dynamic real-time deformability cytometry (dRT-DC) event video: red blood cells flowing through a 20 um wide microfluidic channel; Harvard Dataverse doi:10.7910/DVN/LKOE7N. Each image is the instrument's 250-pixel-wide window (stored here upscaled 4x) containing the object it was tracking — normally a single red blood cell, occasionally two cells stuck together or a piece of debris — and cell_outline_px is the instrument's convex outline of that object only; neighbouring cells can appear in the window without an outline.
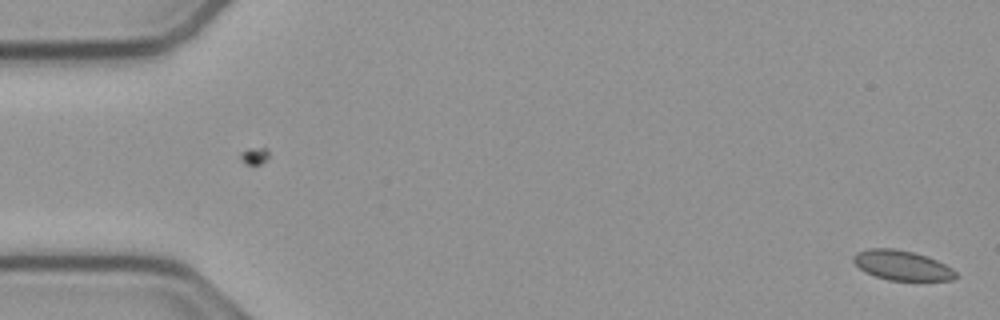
{"species": "common noctule bat (a hibernating species)", "species_latin": "Nyctalus noctula", "temperature_condition": "cold", "stored_images_in_passage": 54, "camera_frame_rate_fps": 3000, "um_per_image_px": 0.085, "animal": {"sex": "male", "body_mass_g": 23.1, "forearm_length_mm": 52.7}, "frame": {"image": 1, "passage_image": 1, "time_ms": 0.0, "image_size_px": [1000, 320], "cell_outline_px": [[956, 276], [952, 280], [888, 280], [876, 276], [860, 268], [852, 260], [852, 256], [856, 252], [868, 248], [892, 248], [912, 252], [928, 256], [952, 268], [956, 272]], "centroid_in_image_um": [76.65, 22.54], "position_along_channel_um": 8.3, "area_um2": 17.57}}
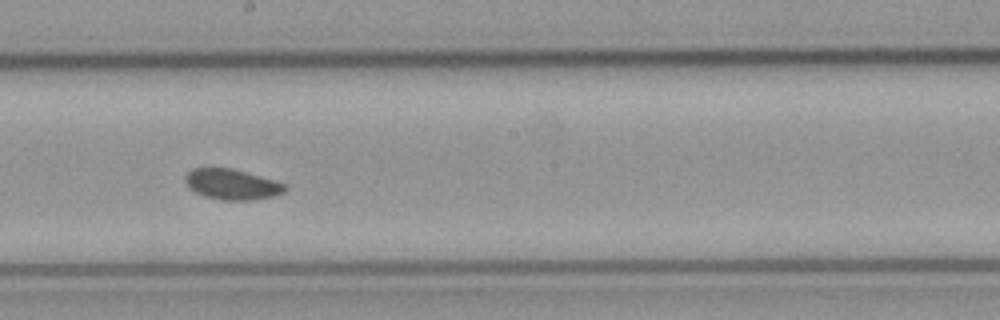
{"frame": {"image": 2, "passage_image": 30, "time_ms": 9.667, "image_size_px": [1000, 320], "cell_outline_px": [[288, 188], [284, 192], [272, 196], [256, 200], [220, 200], [204, 196], [188, 188], [184, 180], [184, 176], [192, 168], [232, 168], [288, 184]], "centroid_in_image_um": [19.72, 15.67], "position_along_channel_um": 228.5, "area_um2": 17.92}}
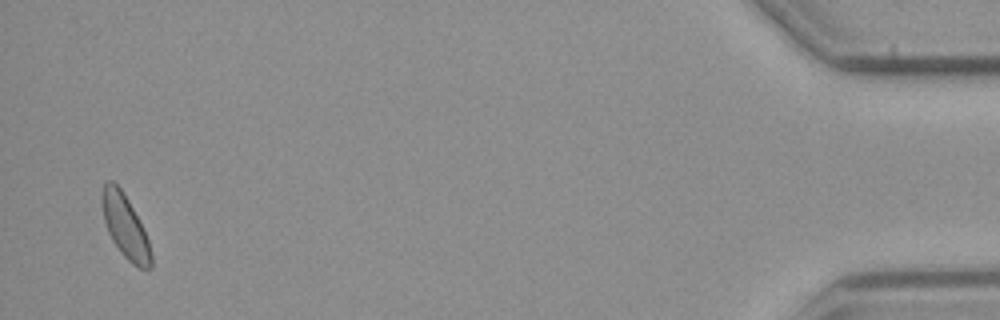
{"frame": {"image": 3, "passage_image": 53, "time_ms": 17.333, "image_size_px": [1000, 320], "cell_outline_px": [[152, 268], [140, 268], [132, 264], [124, 256], [112, 240], [108, 232], [104, 220], [100, 196], [104, 184], [108, 180], [112, 180], [120, 188], [128, 200], [144, 228], [148, 240], [152, 256]], "centroid_in_image_um": [10.63, 19.24], "position_along_channel_um": 424.6, "area_um2": 18.03}}